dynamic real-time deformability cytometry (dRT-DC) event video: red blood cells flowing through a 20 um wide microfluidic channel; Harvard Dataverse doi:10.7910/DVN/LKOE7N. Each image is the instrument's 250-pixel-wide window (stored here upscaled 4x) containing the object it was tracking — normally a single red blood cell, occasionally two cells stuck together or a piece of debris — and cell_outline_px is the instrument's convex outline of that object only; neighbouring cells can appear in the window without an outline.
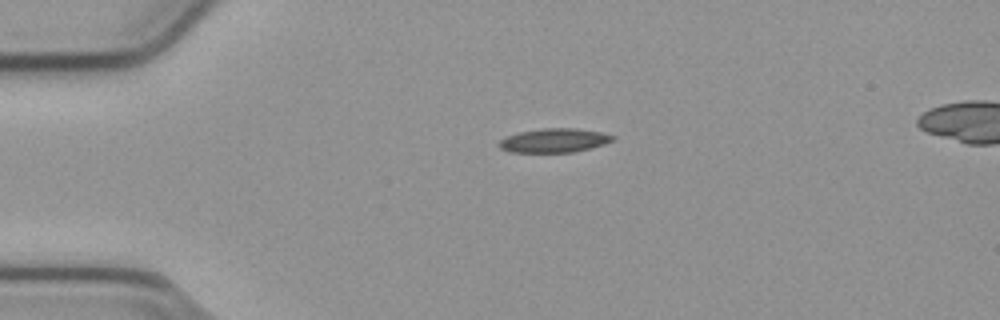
{"species": "common noctule bat (a hibernating species)", "species_latin": "Nyctalus noctula", "temperature_condition": "cold", "stored_images_in_passage": 44, "segment_of_instrument_passage": [1, 2], "camera_frame_rate_fps": 3000, "um_per_image_px": 0.085, "animal": {"sex": "male", "body_mass_g": 23.1, "forearm_length_mm": 52.7}, "frame": {"image": 1, "passage_image": 1, "time_ms": 0.0, "image_size_px": [1000, 320], "cell_outline_px": [[616, 140], [604, 144], [572, 152], [508, 152], [500, 148], [496, 144], [504, 136], [520, 132], [540, 128], [576, 128], [600, 132], [616, 136]], "centroid_in_image_um": [47.07, 11.93], "position_along_channel_um": 37.9, "area_um2": 16.01}}
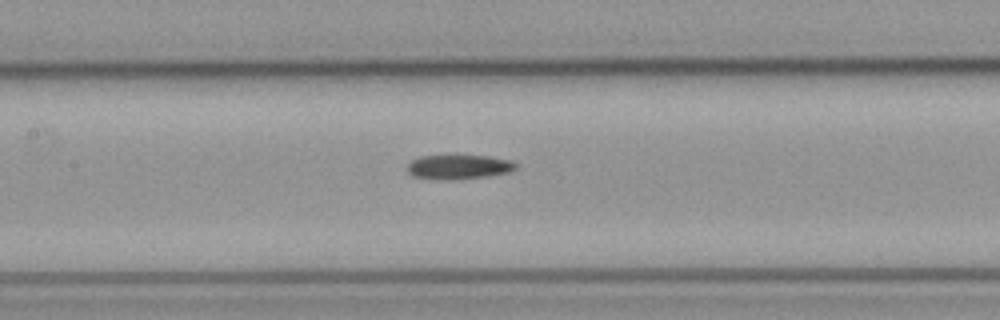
{"frame": {"image": 2, "passage_image": 14, "time_ms": 4.333, "image_size_px": [1000, 320], "cell_outline_px": [[516, 168], [508, 172], [488, 176], [452, 180], [444, 180], [412, 176], [408, 172], [408, 164], [412, 160], [420, 156], [488, 156], [512, 160], [516, 164]], "centroid_in_image_um": [38.99, 14.19], "position_along_channel_um": 168.4, "area_um2": 15.32}}
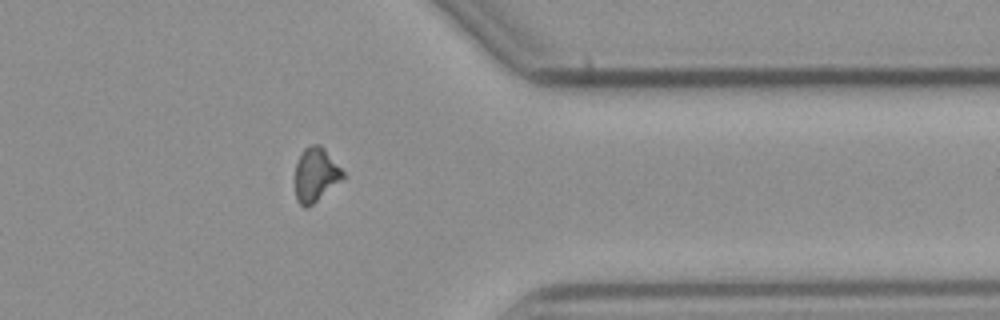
{"frame": {"image": 3, "passage_image": 32, "time_ms": 10.333, "image_size_px": [1000, 320], "cell_outline_px": [[344, 176], [340, 180], [308, 208], [304, 208], [296, 200], [296, 164], [300, 152], [304, 148], [312, 144], [320, 144], [324, 148], [344, 172]], "centroid_in_image_um": [26.8, 14.83], "position_along_channel_um": 384.6, "area_um2": 14.8}}